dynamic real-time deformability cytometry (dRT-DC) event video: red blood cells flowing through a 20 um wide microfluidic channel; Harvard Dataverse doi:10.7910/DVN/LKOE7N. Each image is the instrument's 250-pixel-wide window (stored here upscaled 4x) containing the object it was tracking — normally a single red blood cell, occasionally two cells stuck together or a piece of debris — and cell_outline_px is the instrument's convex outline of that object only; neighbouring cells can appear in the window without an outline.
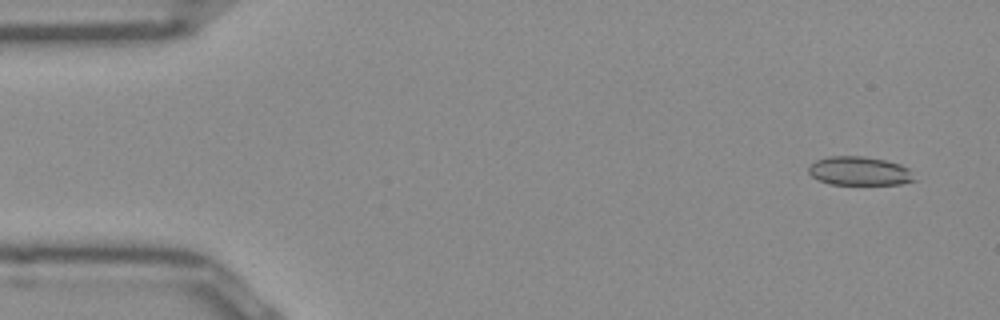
{"species": "Egyptian fruit bat (a non-hibernating species)", "species_latin": "Rousettus aegyptiacus", "temperature_condition": "room temperature", "stored_images_in_passage": 50, "camera_frame_rate_fps": 3000, "um_per_image_px": 0.085, "frame": {"image": 1, "passage_image": 2, "time_ms": 0.333, "image_size_px": [1000, 320], "cell_outline_px": [[916, 180], [900, 184], [832, 184], [820, 180], [812, 176], [808, 172], [808, 168], [816, 160], [828, 156], [864, 156], [884, 160], [900, 164], [908, 168]], "centroid_in_image_um": [73.05, 14.53], "position_along_channel_um": 12.0, "area_um2": 17.57}}
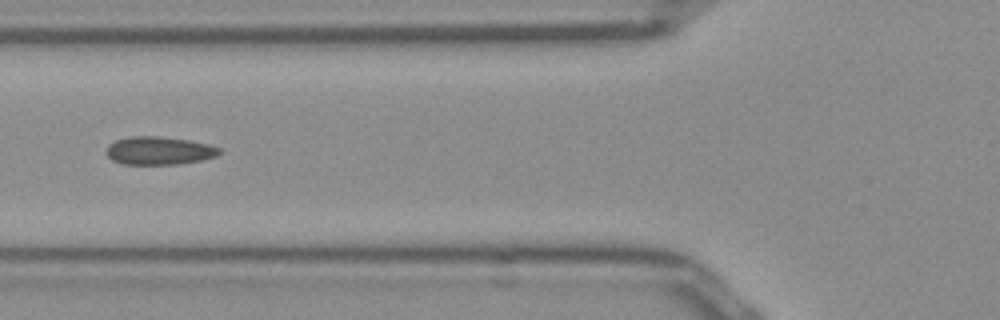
{"frame": {"image": 2, "passage_image": 18, "time_ms": 5.667, "image_size_px": [1000, 320], "cell_outline_px": [[220, 152], [216, 156], [200, 160], [176, 164], [124, 164], [112, 160], [104, 152], [108, 144], [116, 140], [128, 136], [160, 136], [188, 140], [208, 144], [220, 148]], "centroid_in_image_um": [13.47, 12.79], "position_along_channel_um": 112.3, "area_um2": 18.5}}
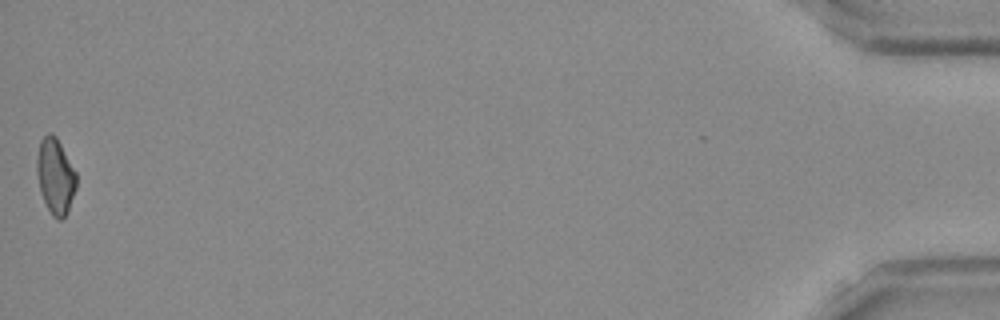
{"frame": {"image": 3, "passage_image": 50, "time_ms": 16.333, "image_size_px": [1000, 320], "cell_outline_px": [[76, 188], [68, 212], [60, 220], [56, 220], [52, 216], [40, 192], [36, 172], [36, 156], [40, 140], [48, 132], [52, 132], [56, 136], [76, 172]], "centroid_in_image_um": [4.69, 14.96], "position_along_channel_um": 430.5, "area_um2": 17.57}, "authors_computed_cell_mechanics": {"area_um2": 17.9758, "velocity_mm_per_s": 3.9438, "shape_relaxation_time_tau1_ms": null, "shape_relaxation_time_tau2_ms": 2.427, "deformation_change_tau1": null, "deformation_change_tau2": 0.0882}}